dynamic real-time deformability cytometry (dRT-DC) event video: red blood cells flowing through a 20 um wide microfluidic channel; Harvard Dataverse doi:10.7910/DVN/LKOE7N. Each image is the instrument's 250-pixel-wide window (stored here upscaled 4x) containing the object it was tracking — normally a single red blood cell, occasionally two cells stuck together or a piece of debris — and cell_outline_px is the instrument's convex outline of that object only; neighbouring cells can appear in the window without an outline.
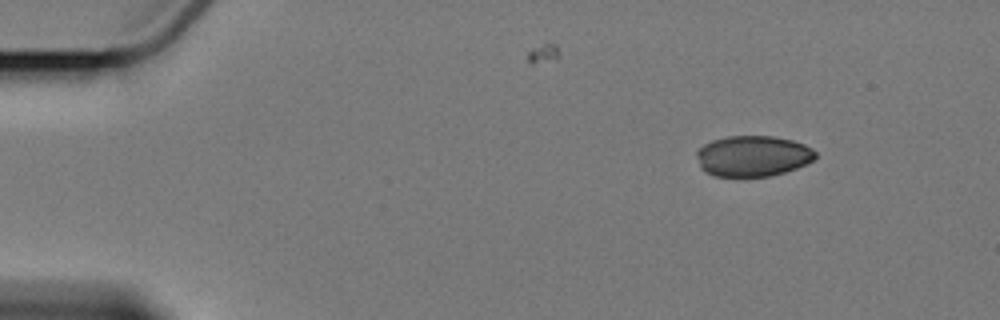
{"species": "Egyptian fruit bat (a non-hibernating species)", "species_latin": "Rousettus aegyptiacus", "temperature_condition": "cold", "stored_images_in_passage": 5, "camera_frame_rate_fps": 3000, "um_per_image_px": 0.085, "animal": {"sex": "female"}, "frame": {"image": 1, "passage_image": 1, "time_ms": 0.0, "image_size_px": [1000, 320], "cell_outline_px": [[816, 156], [812, 160], [796, 168], [784, 172], [768, 176], [716, 176], [700, 168], [696, 156], [696, 152], [704, 144], [712, 140], [728, 136], [772, 136], [792, 140], [804, 144], [812, 148], [816, 152]], "centroid_in_image_um": [63.98, 13.25], "position_along_channel_um": 21.0, "area_um2": 28.09}}
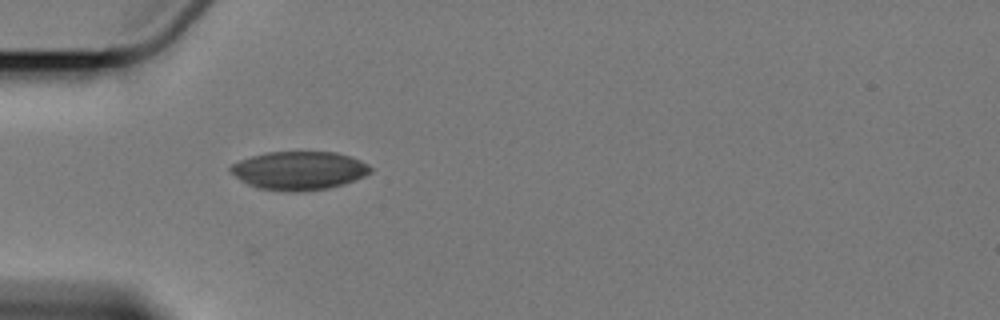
{"frame": {"image": 2, "passage_image": 4, "time_ms": 3.667, "image_size_px": [1000, 320], "cell_outline_px": [[372, 172], [364, 176], [344, 184], [328, 188], [296, 192], [288, 192], [260, 188], [248, 184], [240, 180], [228, 168], [232, 164], [240, 160], [252, 156], [268, 152], [336, 152], [352, 156], [368, 164], [372, 168]], "centroid_in_image_um": [25.45, 14.49], "position_along_channel_um": 59.6, "area_um2": 31.33}}